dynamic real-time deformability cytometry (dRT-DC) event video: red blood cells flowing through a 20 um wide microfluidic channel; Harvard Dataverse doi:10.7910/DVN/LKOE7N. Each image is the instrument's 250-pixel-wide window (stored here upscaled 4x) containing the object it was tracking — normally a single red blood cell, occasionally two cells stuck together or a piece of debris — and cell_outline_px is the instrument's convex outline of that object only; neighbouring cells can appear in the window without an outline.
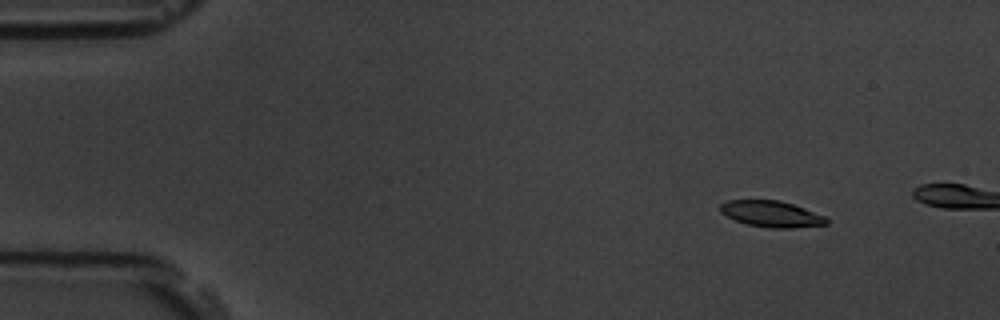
{"species": "common noctule bat (a hibernating species)", "species_latin": "Nyctalus noctula", "temperature_condition": "room temperature", "stored_images_in_passage": 8, "camera_frame_rate_fps": 3000, "um_per_image_px": 0.085, "animal": {"sex": "male", "body_mass_g": 19.5, "forearm_length_mm": 54.6}, "frame": {"image": 1, "passage_image": 1, "time_ms": 0.0, "image_size_px": [1000, 320], "cell_outline_px": [[828, 224], [792, 228], [772, 228], [748, 224], [736, 220], [720, 212], [720, 204], [728, 200], [780, 200], [804, 208], [824, 216], [828, 220]], "centroid_in_image_um": [65.57, 18.18], "position_along_channel_um": 19.4, "area_um2": 16.01}}